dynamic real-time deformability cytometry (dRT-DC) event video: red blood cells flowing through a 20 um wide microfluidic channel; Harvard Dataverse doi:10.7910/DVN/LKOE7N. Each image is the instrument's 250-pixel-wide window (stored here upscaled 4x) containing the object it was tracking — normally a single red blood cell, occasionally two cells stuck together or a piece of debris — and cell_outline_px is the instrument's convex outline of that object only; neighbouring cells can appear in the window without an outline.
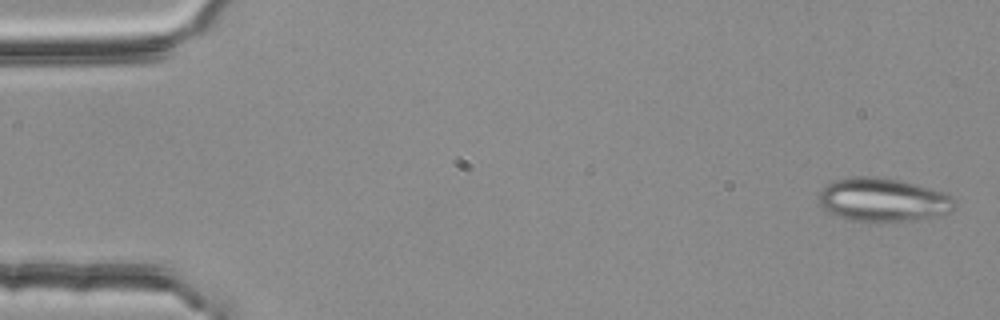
{"species": "common noctule bat (a hibernating species)", "species_latin": "Nyctalus noctula", "temperature_condition": "room temperature", "stored_images_in_passage": 54, "segment_of_instrument_passage": [1, 2], "camera_frame_rate_fps": 3000, "um_per_image_px": 0.085, "animal": {"sex": "female", "body_mass_g": 25.1}, "frame": {"image": 1, "passage_image": 2, "time_ms": 0.333, "image_size_px": [1000, 320], "cell_outline_px": [[956, 204], [948, 212], [916, 220], [876, 224], [852, 220], [828, 212], [820, 204], [820, 192], [832, 180], [852, 176], [876, 176], [900, 180], [944, 192], [952, 196]], "centroid_in_image_um": [75.04, 17.0], "position_along_channel_um": 10.0, "area_um2": 34.74}}